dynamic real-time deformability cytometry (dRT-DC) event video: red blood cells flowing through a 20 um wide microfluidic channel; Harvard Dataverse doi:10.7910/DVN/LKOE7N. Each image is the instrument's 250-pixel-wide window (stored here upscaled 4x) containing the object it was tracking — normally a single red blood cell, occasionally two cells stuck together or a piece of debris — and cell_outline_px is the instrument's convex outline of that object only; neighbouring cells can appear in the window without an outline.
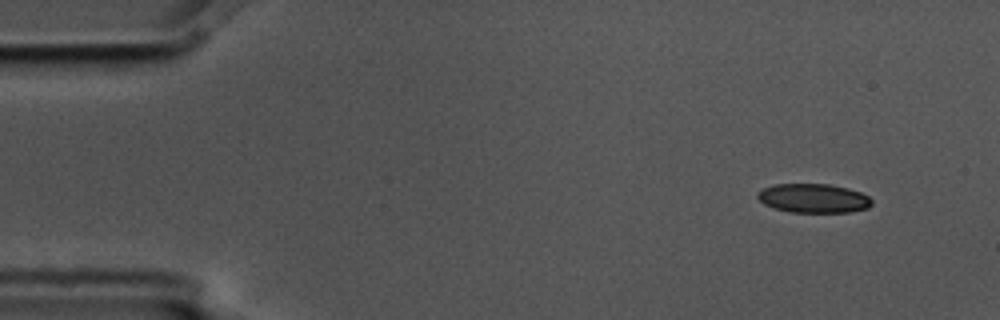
{"species": "common noctule bat (a hibernating species)", "species_latin": "Nyctalus noctula", "temperature_condition": "cold", "stored_images_in_passage": 4, "camera_frame_rate_fps": 3000, "um_per_image_px": 0.085, "animal": {"sex": "male", "body_mass_g": 17.5, "forearm_length_mm": 52.3}, "frame": {"image": 1, "passage_image": 1, "time_ms": 0.0, "image_size_px": [1000, 320], "cell_outline_px": [[872, 204], [868, 208], [848, 212], [788, 212], [764, 204], [756, 196], [756, 192], [764, 188], [776, 184], [828, 184], [848, 188], [860, 192], [868, 196], [872, 200]], "centroid_in_image_um": [69.14, 16.85], "position_along_channel_um": 15.9, "area_um2": 19.31}}
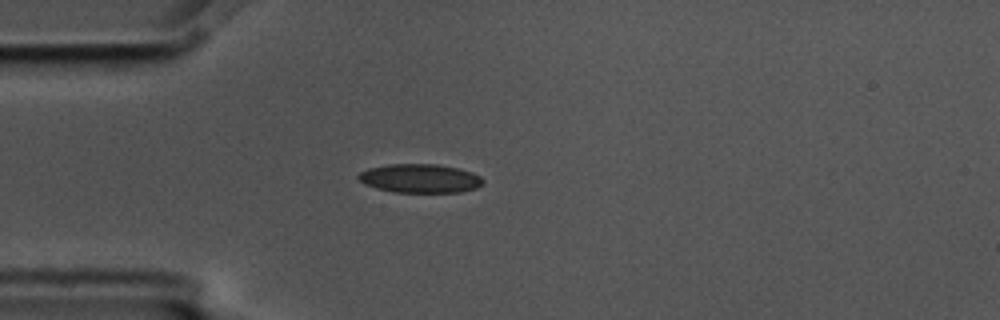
{"frame": {"image": 2, "passage_image": 4, "time_ms": 1.0, "image_size_px": [1000, 320], "cell_outline_px": [[484, 184], [476, 188], [460, 192], [396, 192], [376, 188], [364, 184], [356, 176], [360, 172], [368, 168], [388, 164], [436, 164], [460, 168], [472, 172], [480, 176], [484, 180]], "centroid_in_image_um": [35.72, 15.16], "position_along_channel_um": 49.3, "area_um2": 21.04}}